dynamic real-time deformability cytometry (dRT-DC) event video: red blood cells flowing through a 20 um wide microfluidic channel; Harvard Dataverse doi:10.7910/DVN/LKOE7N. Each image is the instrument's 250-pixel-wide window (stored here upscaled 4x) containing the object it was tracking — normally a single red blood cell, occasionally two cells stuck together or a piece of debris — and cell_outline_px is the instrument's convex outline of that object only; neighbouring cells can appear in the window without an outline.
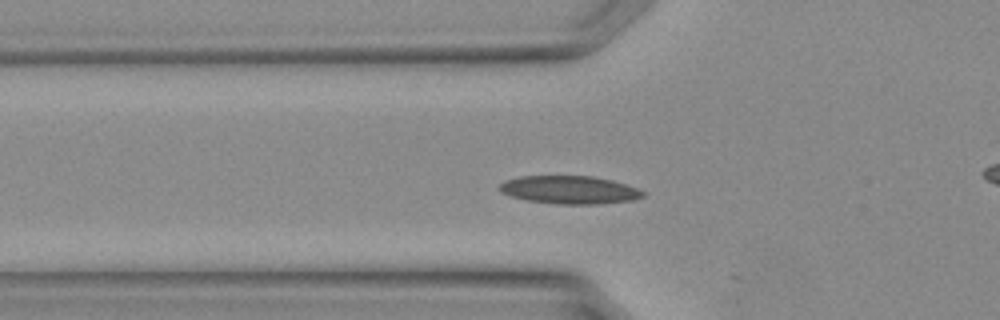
{"species": "Egyptian fruit bat (a non-hibernating species)", "species_latin": "Rousettus aegyptiacus", "temperature_condition": "warm", "stored_images_in_passage": 21, "camera_frame_rate_fps": 3000, "um_per_image_px": 0.085, "animal": {"sex": "female"}, "frame": {"image": 1, "passage_image": 9, "time_ms": 2.667, "image_size_px": [1000, 320], "cell_outline_px": [[644, 196], [632, 200], [600, 204], [556, 204], [528, 200], [512, 196], [500, 192], [500, 184], [504, 180], [520, 176], [592, 176], [612, 180], [636, 188], [644, 192]], "centroid_in_image_um": [48.39, 16.13], "position_along_channel_um": 77.4, "area_um2": 23.29}}
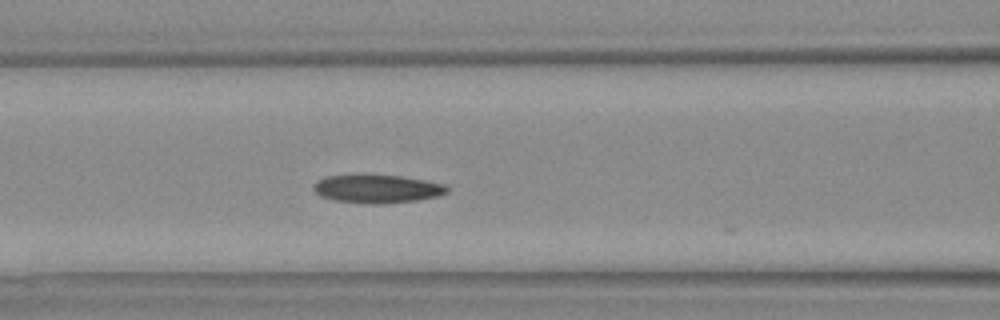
{"frame": {"image": 2, "passage_image": 12, "time_ms": 3.667, "image_size_px": [1000, 320], "cell_outline_px": [[448, 192], [436, 196], [416, 200], [336, 200], [320, 196], [312, 188], [312, 184], [316, 180], [324, 176], [400, 176], [424, 180], [444, 184], [448, 188]], "centroid_in_image_um": [32.03, 15.99], "position_along_channel_um": 134.6, "area_um2": 20.29}}